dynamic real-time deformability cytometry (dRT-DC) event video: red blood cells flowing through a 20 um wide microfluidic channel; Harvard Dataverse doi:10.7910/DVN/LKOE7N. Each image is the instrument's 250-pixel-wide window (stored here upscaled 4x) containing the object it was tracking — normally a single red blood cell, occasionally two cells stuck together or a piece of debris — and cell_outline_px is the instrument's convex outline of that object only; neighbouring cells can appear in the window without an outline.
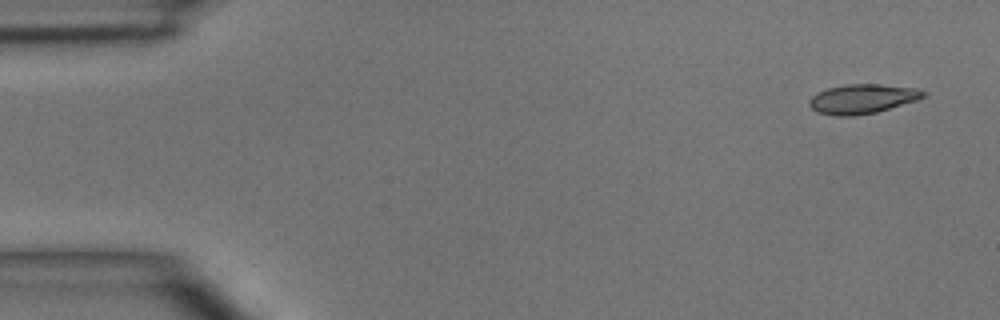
{"species": "common noctule bat (a hibernating species)", "species_latin": "Nyctalus noctula", "temperature_condition": "room temperature", "stored_images_in_passage": 3, "camera_frame_rate_fps": 3000, "um_per_image_px": 0.085, "animal": {"sex": "male", "body_mass_g": 15.6}, "frame": {"image": 1, "passage_image": 1, "time_ms": 0.0, "image_size_px": [1000, 320], "cell_outline_px": [[928, 92], [924, 96], [916, 100], [876, 112], [856, 116], [836, 116], [816, 112], [808, 104], [808, 100], [816, 92], [828, 88], [844, 84], [880, 84], [916, 88]], "centroid_in_image_um": [73.26, 8.4], "position_along_channel_um": 11.7, "area_um2": 19.65}}
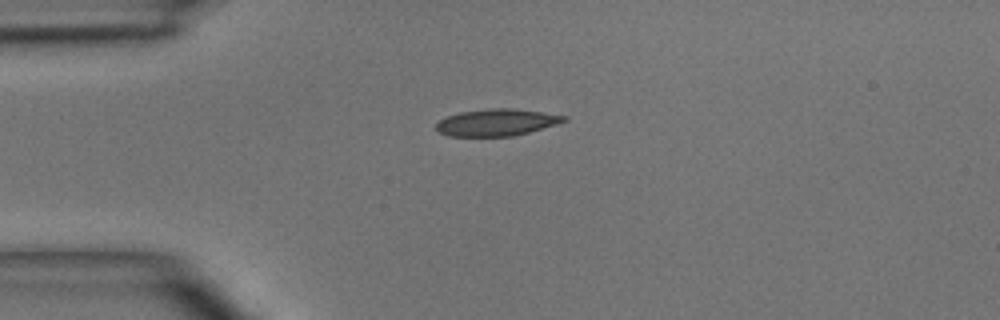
{"frame": {"image": 2, "passage_image": 3, "time_ms": 3.0, "image_size_px": [1000, 320], "cell_outline_px": [[568, 120], [556, 124], [528, 132], [512, 136], [448, 136], [436, 132], [436, 124], [440, 120], [448, 116], [460, 112], [488, 108], [512, 108], [568, 116]], "centroid_in_image_um": [42.18, 10.4], "position_along_channel_um": 42.8, "area_um2": 19.94}}